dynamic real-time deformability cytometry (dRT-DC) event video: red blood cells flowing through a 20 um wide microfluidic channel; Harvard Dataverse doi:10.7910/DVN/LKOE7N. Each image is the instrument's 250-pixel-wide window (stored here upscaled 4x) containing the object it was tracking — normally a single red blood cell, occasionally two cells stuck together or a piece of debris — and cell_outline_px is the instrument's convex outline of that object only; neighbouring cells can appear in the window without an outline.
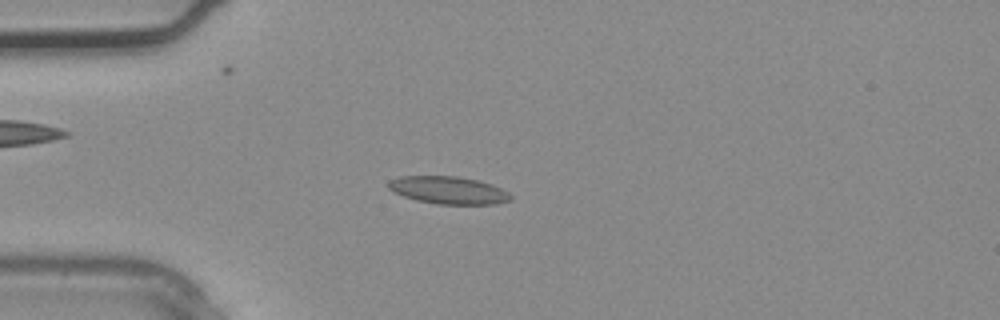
{"species": "common noctule bat (a hibernating species)", "species_latin": "Nyctalus noctula", "temperature_condition": "warm", "stored_images_in_passage": 1, "camera_frame_rate_fps": 3000, "um_per_image_px": 0.085, "animal": {"sex": "male", "body_mass_g": 20.4}, "frame": {"image": 1, "passage_image": 1, "time_ms": 0.0, "image_size_px": [1000, 320], "cell_outline_px": [[512, 200], [496, 204], [436, 204], [416, 200], [392, 192], [388, 188], [388, 180], [400, 176], [456, 176], [476, 180], [492, 184], [508, 192], [512, 196]], "centroid_in_image_um": [38.1, 16.17], "position_along_channel_um": 46.9, "area_um2": 19.71}}